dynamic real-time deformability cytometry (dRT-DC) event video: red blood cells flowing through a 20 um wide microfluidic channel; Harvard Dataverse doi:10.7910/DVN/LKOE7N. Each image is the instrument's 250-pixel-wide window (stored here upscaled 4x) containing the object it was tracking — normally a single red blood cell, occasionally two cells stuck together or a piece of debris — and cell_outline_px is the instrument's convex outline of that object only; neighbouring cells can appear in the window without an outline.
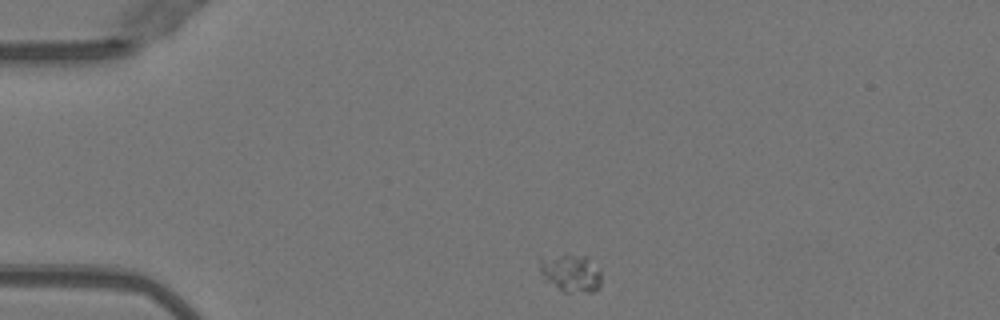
{"species": "Egyptian fruit bat (a non-hibernating species)", "species_latin": "Rousettus aegyptiacus", "temperature_condition": "warm", "stored_images_in_passage": 42, "camera_frame_rate_fps": 3000, "um_per_image_px": 0.085, "animal": {"sex": "female"}, "frame": {"image": 1, "passage_image": 1, "time_ms": 0.0, "image_size_px": [1000, 320], "cell_outline_px": [[600, 288], [596, 292], [564, 292], [544, 280], [540, 272], [540, 260], [568, 252], [588, 256], [600, 272]], "centroid_in_image_um": [48.54, 23.2], "position_along_channel_um": 36.5, "area_um2": 13.81}}
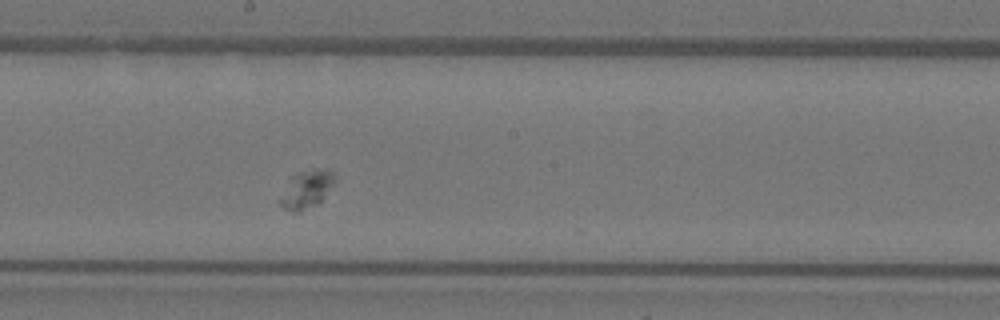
{"frame": {"image": 2, "passage_image": 19, "time_ms": 6.0, "image_size_px": [1000, 320], "cell_outline_px": [[336, 180], [320, 200], [316, 204], [300, 212], [296, 212], [284, 208], [280, 204], [280, 200], [292, 176], [296, 172], [312, 168], [328, 168], [336, 176]], "centroid_in_image_um": [26.1, 16.04], "position_along_channel_um": 222.1, "area_um2": 11.79}}
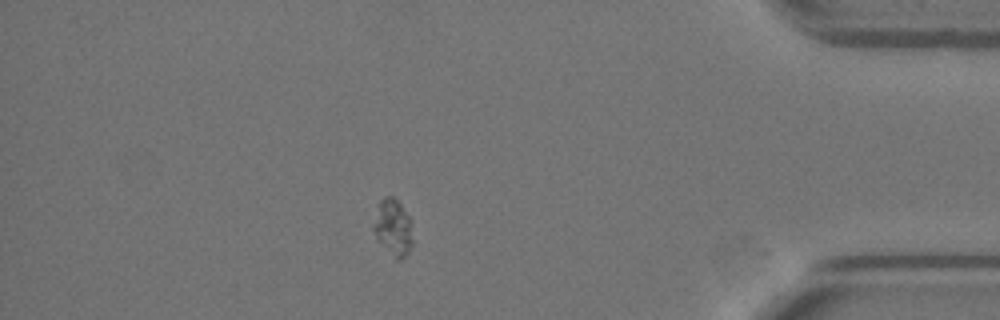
{"frame": {"image": 3, "passage_image": 36, "time_ms": 11.667, "image_size_px": [1000, 320], "cell_outline_px": [[412, 244], [408, 252], [400, 260], [396, 260], [376, 240], [372, 228], [372, 224], [380, 200], [384, 196], [392, 196], [400, 204], [412, 220]], "centroid_in_image_um": [33.4, 19.35], "position_along_channel_um": 401.8, "area_um2": 13.12}}